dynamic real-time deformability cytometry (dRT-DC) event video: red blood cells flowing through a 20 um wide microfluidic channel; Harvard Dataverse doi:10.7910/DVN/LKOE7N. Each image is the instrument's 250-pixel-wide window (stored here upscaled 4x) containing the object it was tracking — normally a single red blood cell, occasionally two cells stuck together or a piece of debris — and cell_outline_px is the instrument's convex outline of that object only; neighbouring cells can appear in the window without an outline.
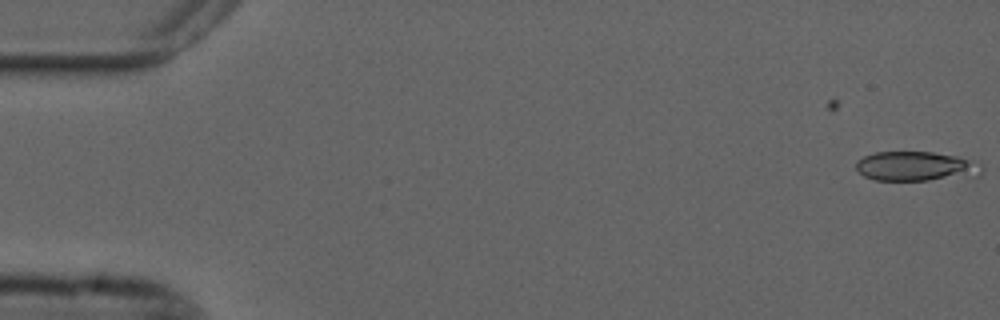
{"species": "common noctule bat (a hibernating species)", "species_latin": "Nyctalus noctula", "temperature_condition": "cold", "stored_images_in_passage": 6, "camera_frame_rate_fps": 3000, "um_per_image_px": 0.085, "animal": {"sex": "male", "forearm_length_mm": 52.5}, "frame": {"image": 1, "passage_image": 6, "time_ms": 1.667, "image_size_px": [1000, 320], "cell_outline_px": [[984, 168], [980, 176], [928, 180], [876, 180], [864, 176], [856, 168], [856, 164], [864, 156], [876, 152], [932, 152], [956, 156], [968, 160]], "centroid_in_image_um": [77.87, 14.15], "position_along_channel_um": 7.1, "area_um2": 21.39}}